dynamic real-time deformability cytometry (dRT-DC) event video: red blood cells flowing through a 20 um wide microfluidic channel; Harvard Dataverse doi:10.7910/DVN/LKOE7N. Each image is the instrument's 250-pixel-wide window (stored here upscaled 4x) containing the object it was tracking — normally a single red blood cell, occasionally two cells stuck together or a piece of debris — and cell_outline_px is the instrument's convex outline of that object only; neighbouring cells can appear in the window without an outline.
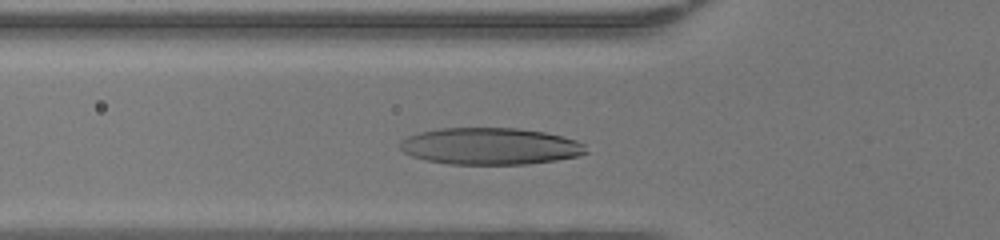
{"species": "human", "species_latin": "Homo sapiens", "temperature_condition": "warm", "stored_images_in_passage": 34, "camera_frame_rate_fps": 3000, "um_per_image_px": 0.085, "donor": {"sex": "female"}, "frame": {"image": 1, "passage_image": 12, "time_ms": 3.667, "image_size_px": [1000, 240], "cell_outline_px": [[588, 152], [580, 156], [556, 160], [524, 164], [448, 164], [424, 160], [412, 156], [404, 152], [400, 148], [400, 140], [408, 136], [420, 132], [440, 128], [516, 128], [544, 132], [576, 140], [584, 144]], "centroid_in_image_um": [41.65, 12.43], "position_along_channel_um": 84.1, "area_um2": 39.94}}
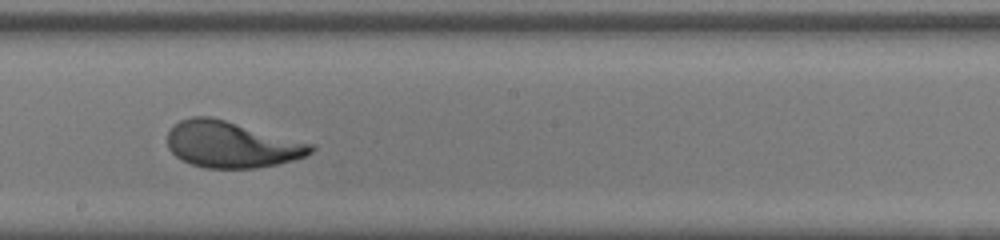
{"frame": {"image": 2, "passage_image": 22, "time_ms": 7.0, "image_size_px": [1000, 240], "cell_outline_px": [[316, 148], [308, 156], [276, 164], [256, 168], [208, 168], [192, 164], [176, 156], [168, 148], [168, 132], [180, 120], [192, 116], [208, 116], [224, 120], [316, 144]], "centroid_in_image_um": [19.72, 12.28], "position_along_channel_um": 228.5, "area_um2": 38.55}}
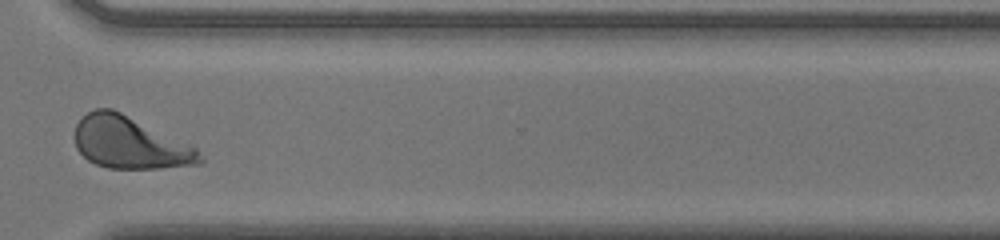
{"frame": {"image": 3, "passage_image": 31, "time_ms": 10.0, "image_size_px": [1000, 240], "cell_outline_px": [[204, 164], [160, 168], [108, 168], [96, 164], [88, 160], [76, 148], [72, 136], [76, 124], [88, 112], [96, 108], [112, 108], [196, 148], [204, 156]], "centroid_in_image_um": [11.01, 12.15], "position_along_channel_um": 359.6, "area_um2": 37.8}, "authors_computed_cell_mechanics": {"area_um2": 38.8127, "velocity_mm_per_s": 4.3482, "shape_relaxation_time_tau1_ms": 3.8463, "shape_relaxation_time_tau2_ms": 0.9998, "deformation_change_tau1": 0.2234, "deformation_change_tau2": 0.0488}}